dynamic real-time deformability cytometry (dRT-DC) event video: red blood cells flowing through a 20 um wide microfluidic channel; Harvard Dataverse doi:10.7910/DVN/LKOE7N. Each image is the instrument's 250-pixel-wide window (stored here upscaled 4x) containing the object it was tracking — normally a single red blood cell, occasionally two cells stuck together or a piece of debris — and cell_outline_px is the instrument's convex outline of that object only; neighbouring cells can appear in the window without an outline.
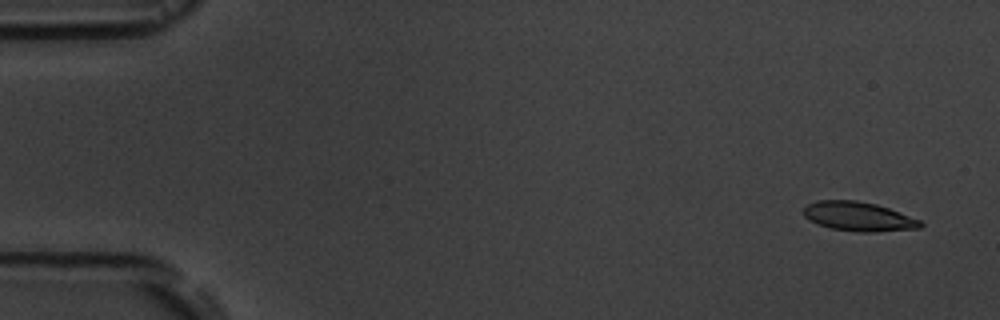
{"species": "common noctule bat (a hibernating species)", "species_latin": "Nyctalus noctula", "temperature_condition": "room temperature", "stored_images_in_passage": 5, "camera_frame_rate_fps": 3000, "um_per_image_px": 0.085, "animal": {"sex": "male", "body_mass_g": 19.5, "forearm_length_mm": 54.6}, "frame": {"image": 1, "passage_image": 1, "time_ms": 0.0, "image_size_px": [1000, 320], "cell_outline_px": [[924, 224], [920, 228], [872, 232], [856, 232], [832, 228], [808, 220], [804, 216], [804, 208], [808, 204], [816, 200], [856, 200], [876, 204], [888, 208], [920, 220]], "centroid_in_image_um": [72.96, 18.4], "position_along_channel_um": 12.0, "area_um2": 19.77}}
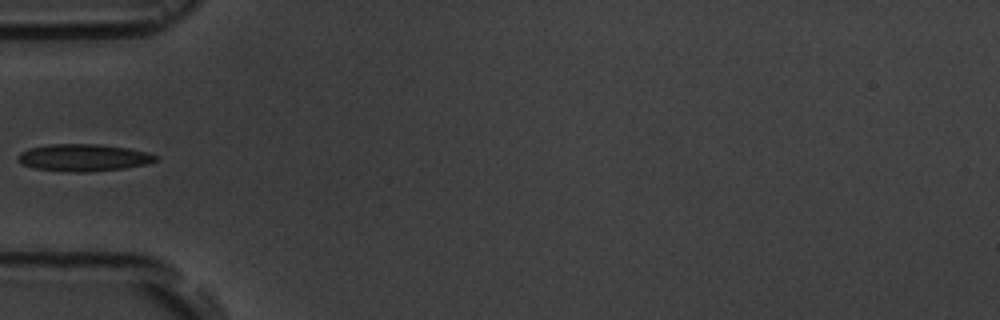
{"frame": {"image": 2, "passage_image": 5, "time_ms": 5.333, "image_size_px": [1000, 320], "cell_outline_px": [[160, 160], [144, 164], [124, 168], [88, 172], [76, 172], [36, 168], [24, 164], [16, 160], [16, 156], [20, 152], [28, 148], [48, 144], [100, 144], [128, 148], [148, 152], [160, 156]], "centroid_in_image_um": [7.12, 13.38], "position_along_channel_um": 77.9, "area_um2": 21.85}}